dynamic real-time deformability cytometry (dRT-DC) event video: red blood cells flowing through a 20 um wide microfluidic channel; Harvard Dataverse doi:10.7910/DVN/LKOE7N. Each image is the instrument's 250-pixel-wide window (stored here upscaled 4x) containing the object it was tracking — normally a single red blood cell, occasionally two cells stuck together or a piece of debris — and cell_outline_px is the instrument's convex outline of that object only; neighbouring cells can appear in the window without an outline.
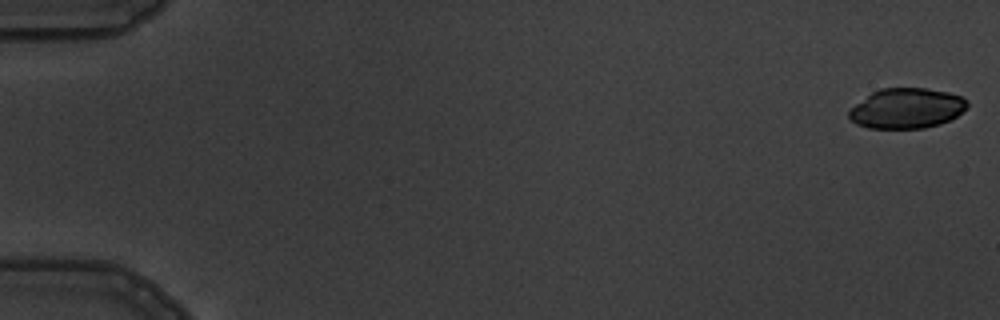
{"species": "common noctule bat (a hibernating species)", "species_latin": "Nyctalus noctula", "temperature_condition": "warm", "stored_images_in_passage": 5, "camera_frame_rate_fps": 3000, "um_per_image_px": 0.085, "animal": {"sex": "male", "body_mass_g": 19.5, "forearm_length_mm": 54.6}, "frame": {"image": 1, "passage_image": 1, "time_ms": 0.0, "image_size_px": [1000, 320], "cell_outline_px": [[968, 108], [956, 116], [940, 124], [924, 128], [868, 128], [856, 124], [848, 116], [848, 112], [856, 104], [872, 92], [880, 88], [924, 88], [948, 92], [964, 96], [968, 100]], "centroid_in_image_um": [77.1, 9.2], "position_along_channel_um": 7.9, "area_um2": 27.74}}